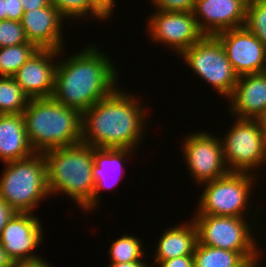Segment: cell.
Masks as SVG:
<instances>
[{
	"instance_id": "6da1fadb",
	"label": "cell",
	"mask_w": 266,
	"mask_h": 267,
	"mask_svg": "<svg viewBox=\"0 0 266 267\" xmlns=\"http://www.w3.org/2000/svg\"><path fill=\"white\" fill-rule=\"evenodd\" d=\"M95 46L57 61L52 98L82 113L117 88V69Z\"/></svg>"
},
{
	"instance_id": "7a4b0ae2",
	"label": "cell",
	"mask_w": 266,
	"mask_h": 267,
	"mask_svg": "<svg viewBox=\"0 0 266 267\" xmlns=\"http://www.w3.org/2000/svg\"><path fill=\"white\" fill-rule=\"evenodd\" d=\"M118 89L82 113L81 143L96 148L138 147L145 130V110L137 98Z\"/></svg>"
},
{
	"instance_id": "3957f363",
	"label": "cell",
	"mask_w": 266,
	"mask_h": 267,
	"mask_svg": "<svg viewBox=\"0 0 266 267\" xmlns=\"http://www.w3.org/2000/svg\"><path fill=\"white\" fill-rule=\"evenodd\" d=\"M29 144L35 153L81 143L82 112L53 98L30 99L23 111Z\"/></svg>"
},
{
	"instance_id": "277c9868",
	"label": "cell",
	"mask_w": 266,
	"mask_h": 267,
	"mask_svg": "<svg viewBox=\"0 0 266 267\" xmlns=\"http://www.w3.org/2000/svg\"><path fill=\"white\" fill-rule=\"evenodd\" d=\"M50 195L63 192L85 210L93 209V147L79 143L43 153Z\"/></svg>"
},
{
	"instance_id": "5b68a950",
	"label": "cell",
	"mask_w": 266,
	"mask_h": 267,
	"mask_svg": "<svg viewBox=\"0 0 266 267\" xmlns=\"http://www.w3.org/2000/svg\"><path fill=\"white\" fill-rule=\"evenodd\" d=\"M0 178V197L18 213H32L37 204L50 196L43 153L5 162ZM44 197V198H43Z\"/></svg>"
},
{
	"instance_id": "8992f818",
	"label": "cell",
	"mask_w": 266,
	"mask_h": 267,
	"mask_svg": "<svg viewBox=\"0 0 266 267\" xmlns=\"http://www.w3.org/2000/svg\"><path fill=\"white\" fill-rule=\"evenodd\" d=\"M194 73L229 98L238 80L220 40L215 35H204L181 54Z\"/></svg>"
},
{
	"instance_id": "52a82bcc",
	"label": "cell",
	"mask_w": 266,
	"mask_h": 267,
	"mask_svg": "<svg viewBox=\"0 0 266 267\" xmlns=\"http://www.w3.org/2000/svg\"><path fill=\"white\" fill-rule=\"evenodd\" d=\"M243 217L196 215L198 242L240 253L246 260L260 256L249 223Z\"/></svg>"
},
{
	"instance_id": "ba28073f",
	"label": "cell",
	"mask_w": 266,
	"mask_h": 267,
	"mask_svg": "<svg viewBox=\"0 0 266 267\" xmlns=\"http://www.w3.org/2000/svg\"><path fill=\"white\" fill-rule=\"evenodd\" d=\"M251 175L256 176L249 172H228L225 176L205 182L196 215L244 217L254 182Z\"/></svg>"
},
{
	"instance_id": "9c48e42d",
	"label": "cell",
	"mask_w": 266,
	"mask_h": 267,
	"mask_svg": "<svg viewBox=\"0 0 266 267\" xmlns=\"http://www.w3.org/2000/svg\"><path fill=\"white\" fill-rule=\"evenodd\" d=\"M233 123L230 131L221 139L224 161L226 166L229 165V172L248 173L250 170L249 173H252V168L266 163L260 124L257 119L241 118H235Z\"/></svg>"
},
{
	"instance_id": "30bf717a",
	"label": "cell",
	"mask_w": 266,
	"mask_h": 267,
	"mask_svg": "<svg viewBox=\"0 0 266 267\" xmlns=\"http://www.w3.org/2000/svg\"><path fill=\"white\" fill-rule=\"evenodd\" d=\"M183 148L186 164L198 183L213 181L229 171L224 161L221 140L206 132L186 136Z\"/></svg>"
},
{
	"instance_id": "8fae6325",
	"label": "cell",
	"mask_w": 266,
	"mask_h": 267,
	"mask_svg": "<svg viewBox=\"0 0 266 267\" xmlns=\"http://www.w3.org/2000/svg\"><path fill=\"white\" fill-rule=\"evenodd\" d=\"M156 11L147 26L152 40L169 45L180 56L205 35L193 12Z\"/></svg>"
},
{
	"instance_id": "7c38bea8",
	"label": "cell",
	"mask_w": 266,
	"mask_h": 267,
	"mask_svg": "<svg viewBox=\"0 0 266 267\" xmlns=\"http://www.w3.org/2000/svg\"><path fill=\"white\" fill-rule=\"evenodd\" d=\"M238 76L266 72V46L245 26L215 35Z\"/></svg>"
},
{
	"instance_id": "4fadbf2b",
	"label": "cell",
	"mask_w": 266,
	"mask_h": 267,
	"mask_svg": "<svg viewBox=\"0 0 266 267\" xmlns=\"http://www.w3.org/2000/svg\"><path fill=\"white\" fill-rule=\"evenodd\" d=\"M42 231L36 215L17 212L3 228L0 244L13 263L35 260L40 258L33 252L43 241Z\"/></svg>"
},
{
	"instance_id": "5bb4252c",
	"label": "cell",
	"mask_w": 266,
	"mask_h": 267,
	"mask_svg": "<svg viewBox=\"0 0 266 267\" xmlns=\"http://www.w3.org/2000/svg\"><path fill=\"white\" fill-rule=\"evenodd\" d=\"M60 52L37 49L12 76L29 99L52 98L57 66L53 58H57Z\"/></svg>"
},
{
	"instance_id": "9a60e30c",
	"label": "cell",
	"mask_w": 266,
	"mask_h": 267,
	"mask_svg": "<svg viewBox=\"0 0 266 267\" xmlns=\"http://www.w3.org/2000/svg\"><path fill=\"white\" fill-rule=\"evenodd\" d=\"M248 1L196 0L193 13L205 35H216L224 30L245 26Z\"/></svg>"
},
{
	"instance_id": "2e32d148",
	"label": "cell",
	"mask_w": 266,
	"mask_h": 267,
	"mask_svg": "<svg viewBox=\"0 0 266 267\" xmlns=\"http://www.w3.org/2000/svg\"><path fill=\"white\" fill-rule=\"evenodd\" d=\"M64 17L52 5L24 11L21 25L28 42L38 49L64 51L62 45V21Z\"/></svg>"
},
{
	"instance_id": "e0dca14e",
	"label": "cell",
	"mask_w": 266,
	"mask_h": 267,
	"mask_svg": "<svg viewBox=\"0 0 266 267\" xmlns=\"http://www.w3.org/2000/svg\"><path fill=\"white\" fill-rule=\"evenodd\" d=\"M228 100L236 118L258 119L266 111V72L238 76Z\"/></svg>"
},
{
	"instance_id": "ac0fdd59",
	"label": "cell",
	"mask_w": 266,
	"mask_h": 267,
	"mask_svg": "<svg viewBox=\"0 0 266 267\" xmlns=\"http://www.w3.org/2000/svg\"><path fill=\"white\" fill-rule=\"evenodd\" d=\"M23 114H0V159L10 162L31 157Z\"/></svg>"
},
{
	"instance_id": "d6986e66",
	"label": "cell",
	"mask_w": 266,
	"mask_h": 267,
	"mask_svg": "<svg viewBox=\"0 0 266 267\" xmlns=\"http://www.w3.org/2000/svg\"><path fill=\"white\" fill-rule=\"evenodd\" d=\"M197 243L198 231L193 220L191 223L169 228L159 239L154 255L155 264L176 257L193 255Z\"/></svg>"
},
{
	"instance_id": "ffe728a7",
	"label": "cell",
	"mask_w": 266,
	"mask_h": 267,
	"mask_svg": "<svg viewBox=\"0 0 266 267\" xmlns=\"http://www.w3.org/2000/svg\"><path fill=\"white\" fill-rule=\"evenodd\" d=\"M132 149H116V148H96L93 147V157H94V165H93V178L95 180V190L93 194V209L97 206L98 203V193H100V190L103 189H111L113 188V182L116 185L121 178L122 173L116 174V170H120L122 172V165L123 160L127 157V155H130V152L132 153ZM129 153V154H128ZM116 169V170H115ZM115 170L116 176H118L117 180L114 179L112 184H108V178L110 177L109 174L106 175L109 172H113ZM109 176V177H107ZM115 177V176H114ZM108 179V180H107ZM107 180V181H106ZM111 180V179H110ZM106 182V183H105Z\"/></svg>"
},
{
	"instance_id": "44dd1931",
	"label": "cell",
	"mask_w": 266,
	"mask_h": 267,
	"mask_svg": "<svg viewBox=\"0 0 266 267\" xmlns=\"http://www.w3.org/2000/svg\"><path fill=\"white\" fill-rule=\"evenodd\" d=\"M194 267H241L247 260L238 252L196 245L194 254Z\"/></svg>"
},
{
	"instance_id": "7402d4cb",
	"label": "cell",
	"mask_w": 266,
	"mask_h": 267,
	"mask_svg": "<svg viewBox=\"0 0 266 267\" xmlns=\"http://www.w3.org/2000/svg\"><path fill=\"white\" fill-rule=\"evenodd\" d=\"M29 100L17 81L0 76V114H22Z\"/></svg>"
},
{
	"instance_id": "603a6c76",
	"label": "cell",
	"mask_w": 266,
	"mask_h": 267,
	"mask_svg": "<svg viewBox=\"0 0 266 267\" xmlns=\"http://www.w3.org/2000/svg\"><path fill=\"white\" fill-rule=\"evenodd\" d=\"M37 49L30 42L0 48V76L12 77Z\"/></svg>"
},
{
	"instance_id": "cb8c5ba5",
	"label": "cell",
	"mask_w": 266,
	"mask_h": 267,
	"mask_svg": "<svg viewBox=\"0 0 266 267\" xmlns=\"http://www.w3.org/2000/svg\"><path fill=\"white\" fill-rule=\"evenodd\" d=\"M50 4L61 13L64 19L85 18L88 13L95 19L108 18L92 0H50Z\"/></svg>"
},
{
	"instance_id": "d4e9b609",
	"label": "cell",
	"mask_w": 266,
	"mask_h": 267,
	"mask_svg": "<svg viewBox=\"0 0 266 267\" xmlns=\"http://www.w3.org/2000/svg\"><path fill=\"white\" fill-rule=\"evenodd\" d=\"M140 239L128 234L116 239L110 246L109 255L111 263H123L139 261L144 257L145 251L142 248Z\"/></svg>"
},
{
	"instance_id": "484cf974",
	"label": "cell",
	"mask_w": 266,
	"mask_h": 267,
	"mask_svg": "<svg viewBox=\"0 0 266 267\" xmlns=\"http://www.w3.org/2000/svg\"><path fill=\"white\" fill-rule=\"evenodd\" d=\"M245 27L266 46V2L248 1Z\"/></svg>"
},
{
	"instance_id": "4316f807",
	"label": "cell",
	"mask_w": 266,
	"mask_h": 267,
	"mask_svg": "<svg viewBox=\"0 0 266 267\" xmlns=\"http://www.w3.org/2000/svg\"><path fill=\"white\" fill-rule=\"evenodd\" d=\"M20 21L5 19L0 21V48L27 43Z\"/></svg>"
},
{
	"instance_id": "83f0119b",
	"label": "cell",
	"mask_w": 266,
	"mask_h": 267,
	"mask_svg": "<svg viewBox=\"0 0 266 267\" xmlns=\"http://www.w3.org/2000/svg\"><path fill=\"white\" fill-rule=\"evenodd\" d=\"M196 0H151L157 10L169 12H193Z\"/></svg>"
},
{
	"instance_id": "f1b7e54d",
	"label": "cell",
	"mask_w": 266,
	"mask_h": 267,
	"mask_svg": "<svg viewBox=\"0 0 266 267\" xmlns=\"http://www.w3.org/2000/svg\"><path fill=\"white\" fill-rule=\"evenodd\" d=\"M157 264L160 267H194V257L193 255H186L160 261Z\"/></svg>"
},
{
	"instance_id": "f546056e",
	"label": "cell",
	"mask_w": 266,
	"mask_h": 267,
	"mask_svg": "<svg viewBox=\"0 0 266 267\" xmlns=\"http://www.w3.org/2000/svg\"><path fill=\"white\" fill-rule=\"evenodd\" d=\"M24 8L20 0H7L6 19L21 21Z\"/></svg>"
},
{
	"instance_id": "4dcf8cb0",
	"label": "cell",
	"mask_w": 266,
	"mask_h": 267,
	"mask_svg": "<svg viewBox=\"0 0 266 267\" xmlns=\"http://www.w3.org/2000/svg\"><path fill=\"white\" fill-rule=\"evenodd\" d=\"M17 212L0 197V234L5 225Z\"/></svg>"
},
{
	"instance_id": "1f68e13d",
	"label": "cell",
	"mask_w": 266,
	"mask_h": 267,
	"mask_svg": "<svg viewBox=\"0 0 266 267\" xmlns=\"http://www.w3.org/2000/svg\"><path fill=\"white\" fill-rule=\"evenodd\" d=\"M24 11L39 9L50 5V0H20Z\"/></svg>"
},
{
	"instance_id": "d6a6232c",
	"label": "cell",
	"mask_w": 266,
	"mask_h": 267,
	"mask_svg": "<svg viewBox=\"0 0 266 267\" xmlns=\"http://www.w3.org/2000/svg\"><path fill=\"white\" fill-rule=\"evenodd\" d=\"M108 17L113 13L116 0H92Z\"/></svg>"
},
{
	"instance_id": "836d02e7",
	"label": "cell",
	"mask_w": 266,
	"mask_h": 267,
	"mask_svg": "<svg viewBox=\"0 0 266 267\" xmlns=\"http://www.w3.org/2000/svg\"><path fill=\"white\" fill-rule=\"evenodd\" d=\"M13 267H51L46 260H42L41 258L35 260H29L24 262L14 263Z\"/></svg>"
},
{
	"instance_id": "e575fe53",
	"label": "cell",
	"mask_w": 266,
	"mask_h": 267,
	"mask_svg": "<svg viewBox=\"0 0 266 267\" xmlns=\"http://www.w3.org/2000/svg\"><path fill=\"white\" fill-rule=\"evenodd\" d=\"M14 263L8 257L6 251L3 249L0 244V267H13Z\"/></svg>"
},
{
	"instance_id": "d590c367",
	"label": "cell",
	"mask_w": 266,
	"mask_h": 267,
	"mask_svg": "<svg viewBox=\"0 0 266 267\" xmlns=\"http://www.w3.org/2000/svg\"><path fill=\"white\" fill-rule=\"evenodd\" d=\"M142 260L134 262L110 263L109 267H148Z\"/></svg>"
},
{
	"instance_id": "8d00e7d4",
	"label": "cell",
	"mask_w": 266,
	"mask_h": 267,
	"mask_svg": "<svg viewBox=\"0 0 266 267\" xmlns=\"http://www.w3.org/2000/svg\"><path fill=\"white\" fill-rule=\"evenodd\" d=\"M260 124L261 131L263 134V141L266 148V111L257 119Z\"/></svg>"
},
{
	"instance_id": "74e56055",
	"label": "cell",
	"mask_w": 266,
	"mask_h": 267,
	"mask_svg": "<svg viewBox=\"0 0 266 267\" xmlns=\"http://www.w3.org/2000/svg\"><path fill=\"white\" fill-rule=\"evenodd\" d=\"M7 0H0V21L6 19Z\"/></svg>"
},
{
	"instance_id": "f35d334b",
	"label": "cell",
	"mask_w": 266,
	"mask_h": 267,
	"mask_svg": "<svg viewBox=\"0 0 266 267\" xmlns=\"http://www.w3.org/2000/svg\"><path fill=\"white\" fill-rule=\"evenodd\" d=\"M261 256L247 260L241 267H257Z\"/></svg>"
}]
</instances>
